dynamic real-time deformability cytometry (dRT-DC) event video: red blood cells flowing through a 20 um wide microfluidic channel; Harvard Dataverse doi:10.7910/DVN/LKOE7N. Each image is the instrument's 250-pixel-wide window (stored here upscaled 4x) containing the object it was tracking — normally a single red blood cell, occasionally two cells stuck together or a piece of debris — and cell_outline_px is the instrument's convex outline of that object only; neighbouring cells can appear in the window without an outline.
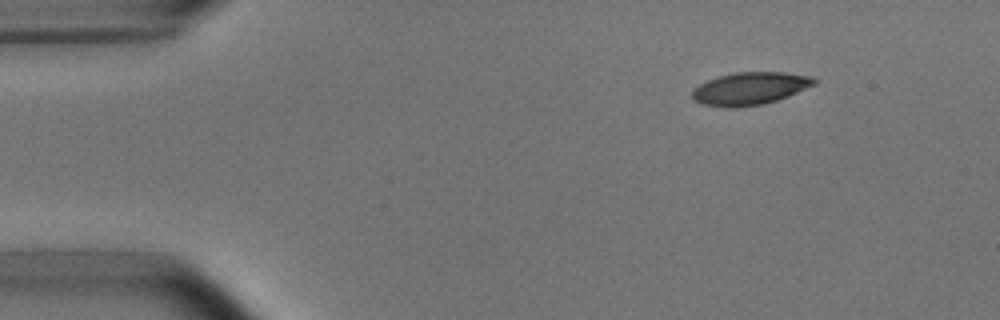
{"species": "common noctule bat (a hibernating species)", "species_latin": "Nyctalus noctula", "temperature_condition": "room temperature", "stored_images_in_passage": 7, "camera_frame_rate_fps": 3000, "um_per_image_px": 0.085, "animal": {"sex": "male", "body_mass_g": 15.6}, "frame": {"image": 1, "passage_image": 2, "time_ms": 1.333, "image_size_px": [1000, 320], "cell_outline_px": [[816, 84], [788, 96], [764, 104], [732, 108], [728, 108], [700, 104], [692, 100], [692, 88], [708, 80], [720, 76], [736, 72], [784, 72], [812, 76], [816, 80]], "centroid_in_image_um": [63.72, 7.53], "position_along_channel_um": 21.3, "area_um2": 23.29}}
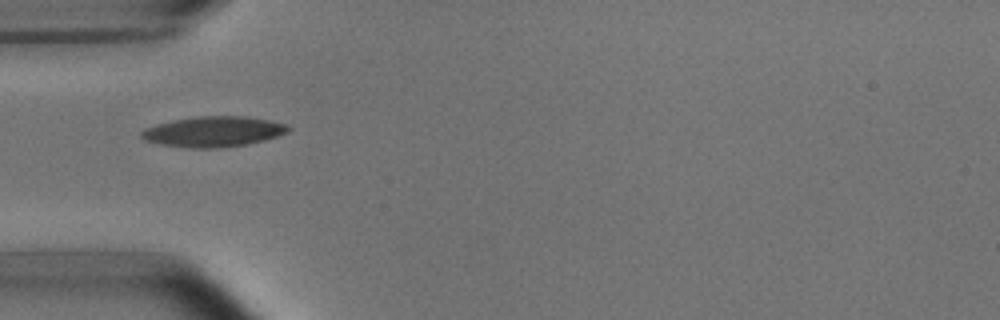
{"frame": {"image": 2, "passage_image": 5, "time_ms": 4.667, "image_size_px": [1000, 320], "cell_outline_px": [[292, 128], [288, 132], [264, 140], [244, 144], [216, 148], [188, 148], [160, 144], [144, 140], [140, 136], [140, 132], [144, 128], [156, 124], [172, 120], [200, 116], [244, 116], [268, 120], [284, 124]], "centroid_in_image_um": [18.09, 11.18], "position_along_channel_um": 66.9, "area_um2": 25.89}}
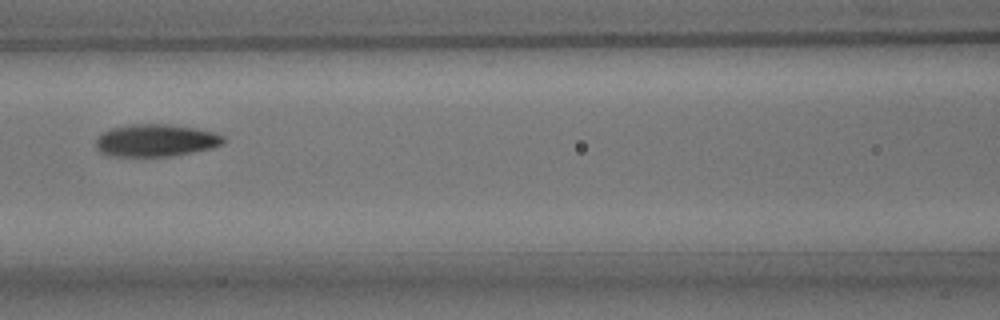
{"frame": {"image": 3, "passage_image": 7, "time_ms": 7.0, "image_size_px": [1000, 320], "cell_outline_px": [[228, 140], [224, 144], [212, 148], [172, 156], [108, 156], [100, 152], [96, 148], [96, 136], [112, 128], [132, 124], [168, 124], [196, 128], [212, 132], [224, 136]], "centroid_in_image_um": [13.26, 11.94], "position_along_channel_um": 153.3, "area_um2": 24.22}}